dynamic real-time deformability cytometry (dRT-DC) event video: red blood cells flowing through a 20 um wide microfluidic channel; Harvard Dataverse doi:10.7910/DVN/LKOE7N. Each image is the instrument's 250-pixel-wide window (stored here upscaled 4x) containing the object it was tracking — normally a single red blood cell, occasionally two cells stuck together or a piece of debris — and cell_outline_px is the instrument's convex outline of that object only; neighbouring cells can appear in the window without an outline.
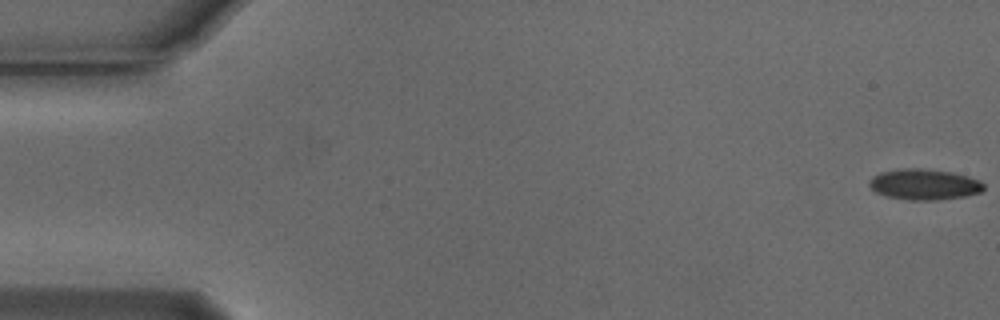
{"species": "Egyptian fruit bat (a non-hibernating species)", "species_latin": "Rousettus aegyptiacus", "temperature_condition": "cold", "stored_images_in_passage": 5, "camera_frame_rate_fps": 3000, "um_per_image_px": 0.085, "animal": {"sex": "male"}, "frame": {"image": 1, "passage_image": 1, "time_ms": 0.0, "image_size_px": [1000, 320], "cell_outline_px": [[984, 188], [980, 192], [964, 196], [936, 200], [908, 200], [884, 196], [876, 192], [868, 184], [868, 180], [872, 176], [880, 172], [900, 168], [920, 168], [952, 172], [968, 176], [980, 180], [984, 184]], "centroid_in_image_um": [78.52, 15.67], "position_along_channel_um": 6.5, "area_um2": 20.69}}
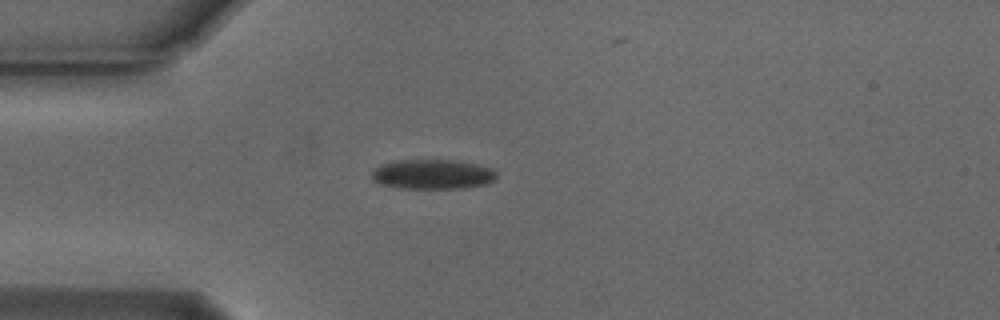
{"frame": {"image": 2, "passage_image": 5, "time_ms": 1.333, "image_size_px": [1000, 320], "cell_outline_px": [[496, 176], [488, 184], [464, 188], [396, 188], [380, 184], [372, 180], [372, 172], [380, 164], [396, 160], [452, 160], [476, 164], [492, 168], [496, 172]], "centroid_in_image_um": [36.74, 14.81], "position_along_channel_um": 48.3, "area_um2": 21.68}}